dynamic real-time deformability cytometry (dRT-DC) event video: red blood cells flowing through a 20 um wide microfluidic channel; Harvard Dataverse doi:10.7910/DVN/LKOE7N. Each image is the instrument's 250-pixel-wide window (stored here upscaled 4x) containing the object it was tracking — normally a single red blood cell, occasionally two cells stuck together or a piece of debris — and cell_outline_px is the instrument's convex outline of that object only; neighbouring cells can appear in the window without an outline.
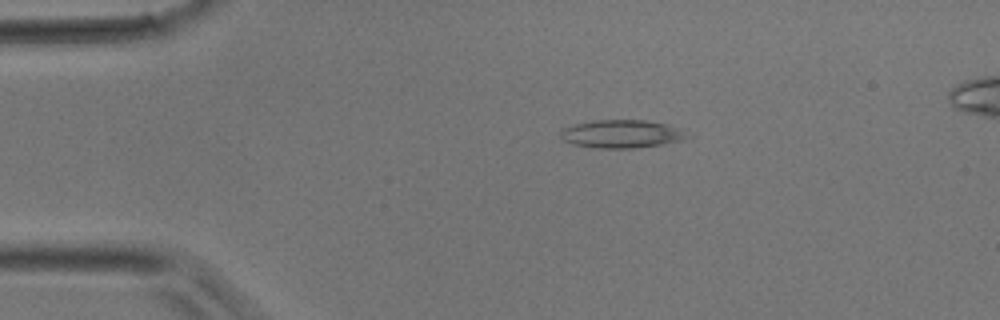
{"species": "common noctule bat (a hibernating species)", "species_latin": "Nyctalus noctula", "temperature_condition": "room temperature", "stored_images_in_passage": 34, "camera_frame_rate_fps": 3000, "um_per_image_px": 0.085, "animal": {"sex": "male", "body_mass_g": 17.9}, "frame": {"image": 1, "passage_image": 2, "time_ms": 0.333, "image_size_px": [1000, 320], "cell_outline_px": [[692, 136], [680, 140], [660, 144], [636, 148], [600, 148], [572, 144], [564, 140], [560, 136], [560, 128], [576, 124], [596, 120], [644, 120], [664, 124], [676, 128]], "centroid_in_image_um": [52.78, 11.38], "position_along_channel_um": 32.2, "area_um2": 20.4}}
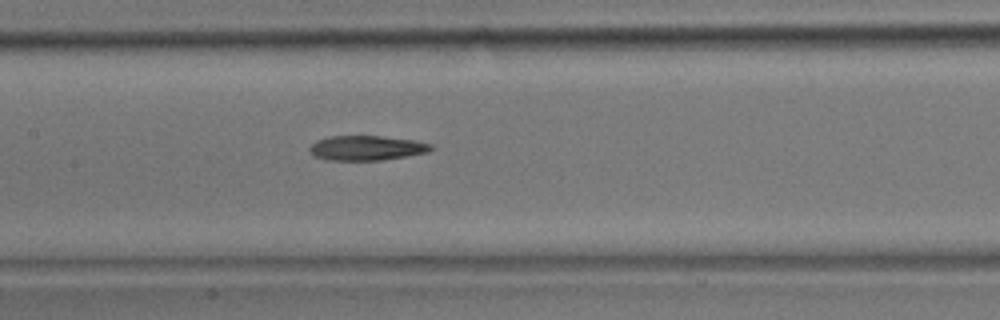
{"frame": {"image": 2, "passage_image": 13, "time_ms": 4.0, "image_size_px": [1000, 320], "cell_outline_px": [[436, 148], [428, 152], [380, 160], [328, 160], [316, 156], [308, 152], [308, 148], [316, 140], [328, 136], [380, 136], [412, 140], [432, 144]], "centroid_in_image_um": [31.14, 12.57], "position_along_channel_um": 176.3, "area_um2": 17.46}}
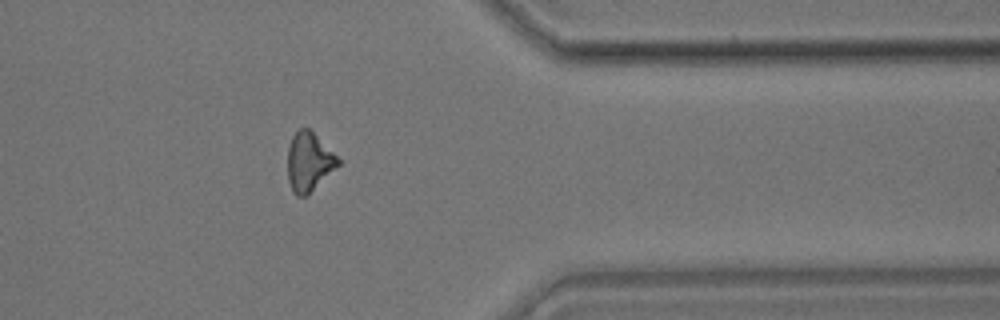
{"frame": {"image": 3, "passage_image": 26, "time_ms": 8.333, "image_size_px": [1000, 320], "cell_outline_px": [[340, 164], [308, 196], [296, 196], [292, 192], [288, 180], [288, 148], [292, 136], [300, 128], [308, 128], [340, 160]], "centroid_in_image_um": [26.24, 13.81], "position_along_channel_um": 385.2, "area_um2": 17.17}}